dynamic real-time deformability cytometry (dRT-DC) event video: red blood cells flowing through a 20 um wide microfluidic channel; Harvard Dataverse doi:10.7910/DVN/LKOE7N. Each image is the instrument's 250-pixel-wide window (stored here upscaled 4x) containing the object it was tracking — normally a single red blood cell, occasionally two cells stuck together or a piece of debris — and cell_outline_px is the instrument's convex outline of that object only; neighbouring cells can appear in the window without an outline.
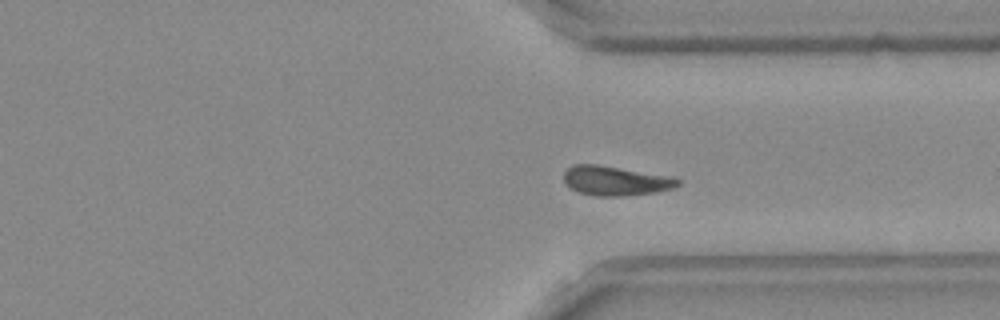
{"species": "Egyptian fruit bat (a non-hibernating species)", "species_latin": "Rousettus aegyptiacus", "temperature_condition": "room temperature", "stored_images_in_passage": 35, "camera_frame_rate_fps": 3000, "um_per_image_px": 0.085, "frame": {"image": 1, "passage_image": 20, "time_ms": 6.333, "image_size_px": [1000, 320], "cell_outline_px": [[680, 184], [672, 188], [656, 192], [620, 196], [596, 196], [580, 192], [564, 184], [564, 172], [572, 164], [596, 164], [672, 176], [680, 180]], "centroid_in_image_um": [52.31, 15.36], "position_along_channel_um": 359.1, "area_um2": 19.54}}